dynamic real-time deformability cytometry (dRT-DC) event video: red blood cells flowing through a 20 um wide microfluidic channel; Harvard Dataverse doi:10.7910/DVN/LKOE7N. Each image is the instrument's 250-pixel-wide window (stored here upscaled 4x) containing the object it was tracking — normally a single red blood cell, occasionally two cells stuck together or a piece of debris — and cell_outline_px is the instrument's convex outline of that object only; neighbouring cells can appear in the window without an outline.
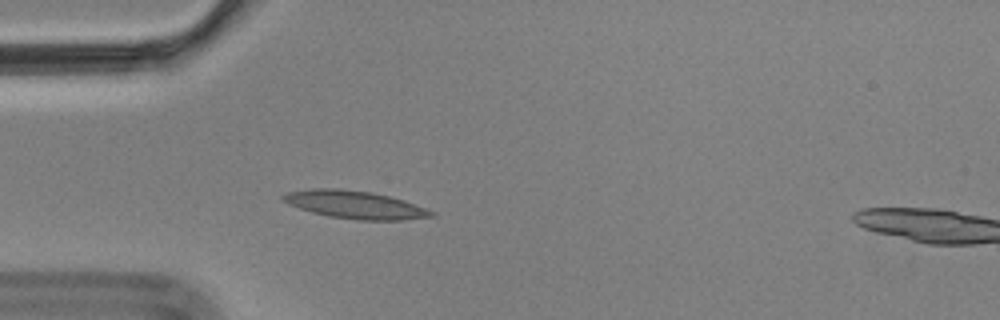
{"species": "Egyptian fruit bat (a non-hibernating species)", "species_latin": "Rousettus aegyptiacus", "temperature_condition": "cold", "stored_images_in_passage": 5, "segment_of_instrument_passage": [1, 2], "camera_frame_rate_fps": 3000, "um_per_image_px": 0.085, "animal": {"sex": "male"}, "frame": {"image": 1, "passage_image": 4, "time_ms": 1.0, "image_size_px": [1000, 320], "cell_outline_px": [[436, 216], [404, 220], [356, 220], [328, 216], [312, 212], [288, 204], [280, 200], [280, 196], [288, 192], [312, 188], [340, 188], [372, 192], [404, 200], [436, 212]], "centroid_in_image_um": [30.17, 17.4], "position_along_channel_um": 54.8, "area_um2": 24.22}}